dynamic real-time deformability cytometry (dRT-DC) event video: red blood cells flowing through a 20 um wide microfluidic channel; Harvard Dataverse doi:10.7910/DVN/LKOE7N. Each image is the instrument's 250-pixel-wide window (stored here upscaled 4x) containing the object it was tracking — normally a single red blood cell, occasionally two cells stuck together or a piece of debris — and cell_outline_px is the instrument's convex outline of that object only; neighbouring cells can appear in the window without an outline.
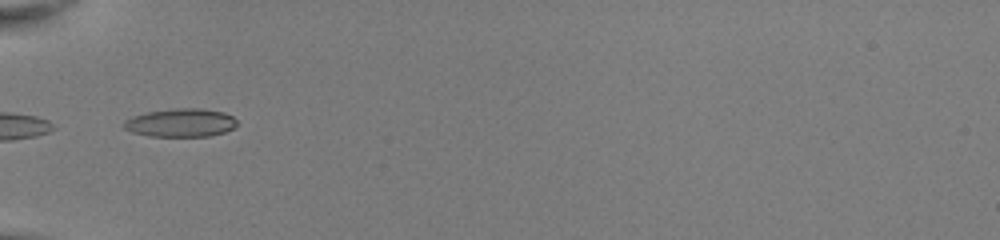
{"species": "common noctule bat (a hibernating species)", "species_latin": "Nyctalus noctula", "temperature_condition": "room temperature", "stored_images_in_passage": 33, "camera_frame_rate_fps": 3000, "um_per_image_px": 0.085, "animal": {"sex": "female", "body_mass_g": 22.0, "forearm_length_mm": 56.7}, "frame": {"image": 1, "passage_image": 1, "time_ms": 0.0, "image_size_px": [1000, 240], "cell_outline_px": [[236, 124], [232, 128], [224, 132], [208, 136], [148, 136], [132, 132], [124, 128], [124, 120], [132, 116], [148, 112], [176, 108], [204, 108], [224, 112], [232, 116], [236, 120]], "centroid_in_image_um": [15.35, 10.42], "position_along_channel_um": 69.6, "area_um2": 18.61}}
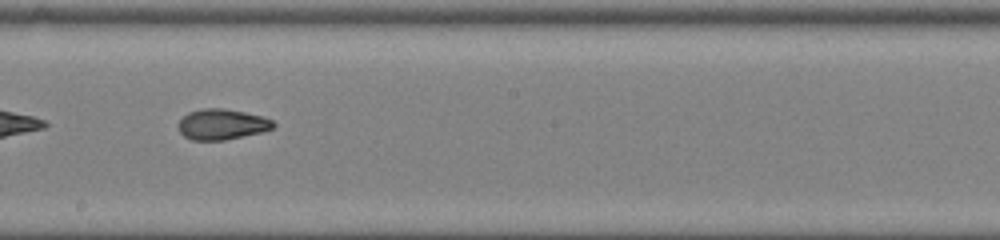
{"frame": {"image": 2, "passage_image": 13, "time_ms": 4.0, "image_size_px": [1000, 240], "cell_outline_px": [[276, 124], [272, 128], [264, 132], [224, 140], [192, 140], [184, 136], [180, 132], [176, 124], [188, 112], [204, 108], [224, 108], [264, 116], [272, 120]], "centroid_in_image_um": [18.87, 10.57], "position_along_channel_um": 229.3, "area_um2": 17.11}}
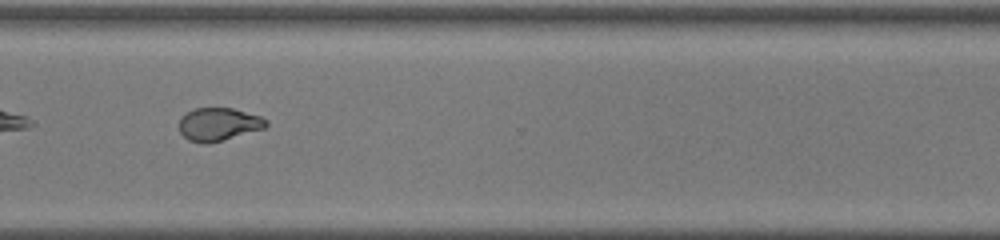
{"frame": {"image": 3, "passage_image": 22, "time_ms": 7.0, "image_size_px": [1000, 240], "cell_outline_px": [[268, 124], [264, 128], [208, 144], [204, 144], [188, 140], [180, 132], [180, 120], [188, 112], [196, 108], [232, 108], [260, 116], [268, 120]], "centroid_in_image_um": [18.59, 10.57], "position_along_channel_um": 352.0, "area_um2": 16.47}, "authors_computed_cell_mechanics": {"area_um2": 17.4556, "velocity_mm_per_s": 4.079, "shape_relaxation_time_tau1_ms": 7.1799, "shape_relaxation_time_tau2_ms": 1.3505, "deformation_change_tau1": 0.1965, "deformation_change_tau2": 0.0744}}